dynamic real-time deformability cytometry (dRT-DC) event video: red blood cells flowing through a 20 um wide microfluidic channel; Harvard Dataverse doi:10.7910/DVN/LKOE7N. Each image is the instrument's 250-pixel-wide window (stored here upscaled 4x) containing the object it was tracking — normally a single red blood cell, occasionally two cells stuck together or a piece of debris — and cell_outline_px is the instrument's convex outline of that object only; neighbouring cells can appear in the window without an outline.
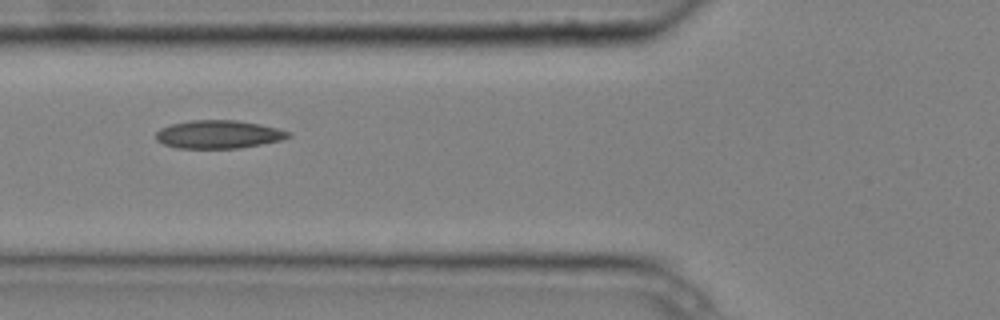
{"species": "common noctule bat (a hibernating species)", "species_latin": "Nyctalus noctula", "temperature_condition": "cold", "stored_images_in_passage": 8, "camera_frame_rate_fps": 3000, "um_per_image_px": 0.085, "animal": {"sex": "male", "body_mass_g": 20.4}, "frame": {"image": 1, "passage_image": 7, "time_ms": 2.0, "image_size_px": [1000, 320], "cell_outline_px": [[292, 136], [280, 140], [240, 148], [176, 148], [164, 144], [156, 140], [156, 132], [160, 128], [172, 124], [192, 120], [236, 120], [260, 124], [292, 132]], "centroid_in_image_um": [18.57, 11.42], "position_along_channel_um": 107.2, "area_um2": 21.68}}
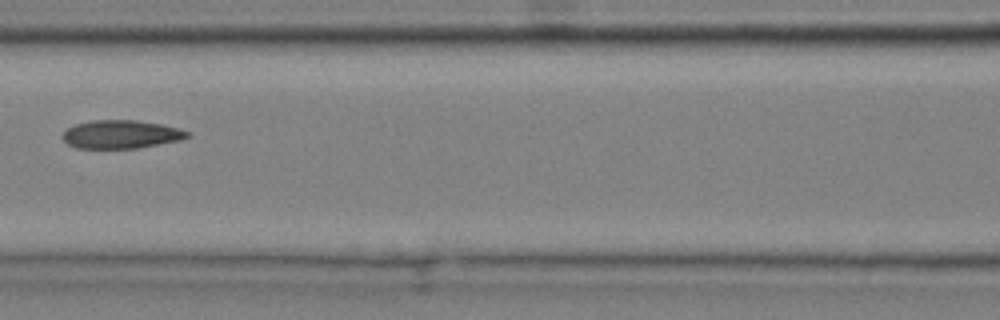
{"frame": {"image": 2, "passage_image": 8, "time_ms": 2.333, "image_size_px": [1000, 320], "cell_outline_px": [[192, 136], [180, 140], [136, 148], [76, 148], [68, 144], [60, 136], [68, 128], [76, 124], [92, 120], [136, 120], [160, 124], [180, 128], [192, 132]], "centroid_in_image_um": [10.32, 11.41], "position_along_channel_um": 156.3, "area_um2": 20.63}}